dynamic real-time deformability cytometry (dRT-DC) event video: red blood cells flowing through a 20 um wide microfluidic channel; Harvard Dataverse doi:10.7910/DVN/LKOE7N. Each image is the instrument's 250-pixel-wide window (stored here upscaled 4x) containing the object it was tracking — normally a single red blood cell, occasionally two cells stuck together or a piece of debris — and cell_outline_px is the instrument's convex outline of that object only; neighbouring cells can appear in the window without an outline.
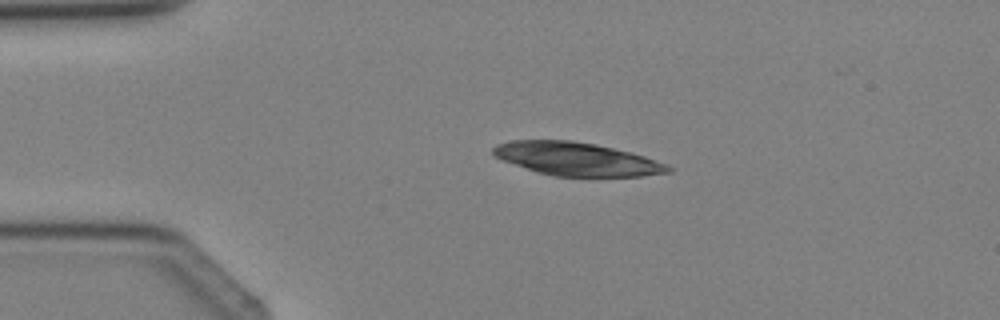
{"species": "Egyptian fruit bat (a non-hibernating species)", "species_latin": "Rousettus aegyptiacus", "temperature_condition": "cold", "stored_images_in_passage": 3, "camera_frame_rate_fps": 3000, "um_per_image_px": 0.085, "animal": {"sex": "female"}, "frame": {"image": 1, "passage_image": 1, "time_ms": 0.0, "image_size_px": [1000, 320], "cell_outline_px": [[676, 168], [672, 172], [640, 176], [556, 176], [540, 172], [492, 156], [492, 148], [496, 144], [508, 140], [572, 140], [596, 144], [632, 152], [668, 164]], "centroid_in_image_um": [49.07, 13.5], "position_along_channel_um": 35.9, "area_um2": 33.87}}